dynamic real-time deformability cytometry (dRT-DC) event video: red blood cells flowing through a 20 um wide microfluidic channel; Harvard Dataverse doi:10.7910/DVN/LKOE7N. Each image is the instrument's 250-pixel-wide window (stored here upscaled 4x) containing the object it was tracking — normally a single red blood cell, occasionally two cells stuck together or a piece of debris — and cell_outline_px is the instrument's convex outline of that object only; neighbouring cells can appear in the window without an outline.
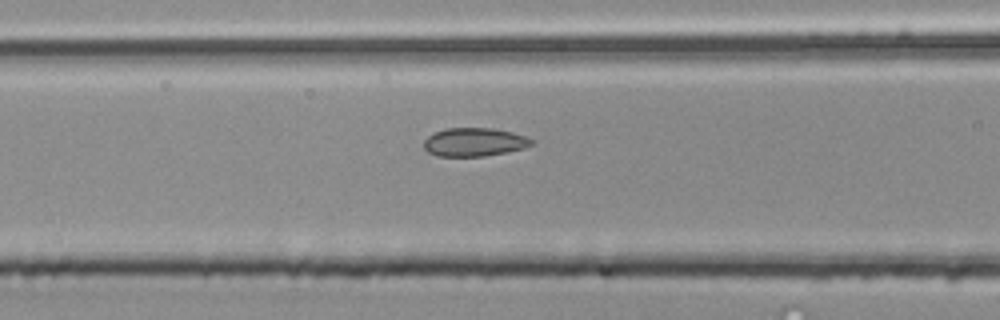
{"species": "common noctule bat (a hibernating species)", "species_latin": "Nyctalus noctula", "temperature_condition": "room temperature", "stored_images_in_passage": 7, "segment_of_instrument_passage": [2, 3], "camera_frame_rate_fps": 3000, "um_per_image_px": 0.085, "animal": {"sex": "male", "body_mass_g": 20.4}, "frame": {"image": 1, "passage_image": 6, "time_ms": 1.667, "image_size_px": [1000, 320], "cell_outline_px": [[532, 144], [524, 148], [484, 156], [436, 156], [428, 152], [424, 148], [424, 140], [428, 136], [444, 128], [492, 128], [512, 132], [528, 136], [532, 140]], "centroid_in_image_um": [40.3, 12.07], "position_along_channel_um": 126.3, "area_um2": 17.8}}